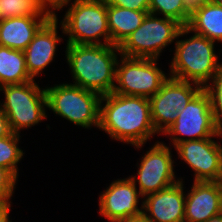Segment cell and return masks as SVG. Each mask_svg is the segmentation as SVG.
<instances>
[{
    "mask_svg": "<svg viewBox=\"0 0 222 222\" xmlns=\"http://www.w3.org/2000/svg\"><path fill=\"white\" fill-rule=\"evenodd\" d=\"M40 3V6L42 7V9L44 10V0H38Z\"/></svg>",
    "mask_w": 222,
    "mask_h": 222,
    "instance_id": "32",
    "label": "cell"
},
{
    "mask_svg": "<svg viewBox=\"0 0 222 222\" xmlns=\"http://www.w3.org/2000/svg\"><path fill=\"white\" fill-rule=\"evenodd\" d=\"M17 178L6 168L0 166V204H11L10 201Z\"/></svg>",
    "mask_w": 222,
    "mask_h": 222,
    "instance_id": "25",
    "label": "cell"
},
{
    "mask_svg": "<svg viewBox=\"0 0 222 222\" xmlns=\"http://www.w3.org/2000/svg\"><path fill=\"white\" fill-rule=\"evenodd\" d=\"M109 4L135 11L149 13L150 0H106Z\"/></svg>",
    "mask_w": 222,
    "mask_h": 222,
    "instance_id": "26",
    "label": "cell"
},
{
    "mask_svg": "<svg viewBox=\"0 0 222 222\" xmlns=\"http://www.w3.org/2000/svg\"><path fill=\"white\" fill-rule=\"evenodd\" d=\"M138 164V177L131 176V180L139 184V193L142 198L164 190L180 179L176 180L174 173V160L171 149L163 142L157 141L154 146L143 155Z\"/></svg>",
    "mask_w": 222,
    "mask_h": 222,
    "instance_id": "11",
    "label": "cell"
},
{
    "mask_svg": "<svg viewBox=\"0 0 222 222\" xmlns=\"http://www.w3.org/2000/svg\"><path fill=\"white\" fill-rule=\"evenodd\" d=\"M20 137V134L12 133L0 138V166L8 169L16 178H18L17 164L24 154L17 146Z\"/></svg>",
    "mask_w": 222,
    "mask_h": 222,
    "instance_id": "23",
    "label": "cell"
},
{
    "mask_svg": "<svg viewBox=\"0 0 222 222\" xmlns=\"http://www.w3.org/2000/svg\"><path fill=\"white\" fill-rule=\"evenodd\" d=\"M13 132L11 130L8 117L4 111L0 108V138L7 137Z\"/></svg>",
    "mask_w": 222,
    "mask_h": 222,
    "instance_id": "28",
    "label": "cell"
},
{
    "mask_svg": "<svg viewBox=\"0 0 222 222\" xmlns=\"http://www.w3.org/2000/svg\"><path fill=\"white\" fill-rule=\"evenodd\" d=\"M120 222H148V221H146V220L142 217V218H139V219L123 220V221H120Z\"/></svg>",
    "mask_w": 222,
    "mask_h": 222,
    "instance_id": "31",
    "label": "cell"
},
{
    "mask_svg": "<svg viewBox=\"0 0 222 222\" xmlns=\"http://www.w3.org/2000/svg\"><path fill=\"white\" fill-rule=\"evenodd\" d=\"M202 88L197 83L169 76L160 90L149 98L151 118L156 132L164 133L176 121L177 114L186 108Z\"/></svg>",
    "mask_w": 222,
    "mask_h": 222,
    "instance_id": "10",
    "label": "cell"
},
{
    "mask_svg": "<svg viewBox=\"0 0 222 222\" xmlns=\"http://www.w3.org/2000/svg\"><path fill=\"white\" fill-rule=\"evenodd\" d=\"M214 138L184 141L175 146L178 157L194 170V181H222V146Z\"/></svg>",
    "mask_w": 222,
    "mask_h": 222,
    "instance_id": "12",
    "label": "cell"
},
{
    "mask_svg": "<svg viewBox=\"0 0 222 222\" xmlns=\"http://www.w3.org/2000/svg\"><path fill=\"white\" fill-rule=\"evenodd\" d=\"M183 180L145 196L142 217L148 222H184L185 199Z\"/></svg>",
    "mask_w": 222,
    "mask_h": 222,
    "instance_id": "14",
    "label": "cell"
},
{
    "mask_svg": "<svg viewBox=\"0 0 222 222\" xmlns=\"http://www.w3.org/2000/svg\"><path fill=\"white\" fill-rule=\"evenodd\" d=\"M52 16H19L0 20V46L24 51Z\"/></svg>",
    "mask_w": 222,
    "mask_h": 222,
    "instance_id": "17",
    "label": "cell"
},
{
    "mask_svg": "<svg viewBox=\"0 0 222 222\" xmlns=\"http://www.w3.org/2000/svg\"><path fill=\"white\" fill-rule=\"evenodd\" d=\"M47 108L83 128L99 127L101 95L73 84L45 87Z\"/></svg>",
    "mask_w": 222,
    "mask_h": 222,
    "instance_id": "6",
    "label": "cell"
},
{
    "mask_svg": "<svg viewBox=\"0 0 222 222\" xmlns=\"http://www.w3.org/2000/svg\"><path fill=\"white\" fill-rule=\"evenodd\" d=\"M171 136L173 147L184 141L222 137V128L218 125L211 106V98L202 88L177 114L176 121L163 133ZM185 136V137H181Z\"/></svg>",
    "mask_w": 222,
    "mask_h": 222,
    "instance_id": "8",
    "label": "cell"
},
{
    "mask_svg": "<svg viewBox=\"0 0 222 222\" xmlns=\"http://www.w3.org/2000/svg\"><path fill=\"white\" fill-rule=\"evenodd\" d=\"M62 33L68 35L67 44L109 45L106 0H74L61 21ZM103 37L104 43L100 41Z\"/></svg>",
    "mask_w": 222,
    "mask_h": 222,
    "instance_id": "4",
    "label": "cell"
},
{
    "mask_svg": "<svg viewBox=\"0 0 222 222\" xmlns=\"http://www.w3.org/2000/svg\"><path fill=\"white\" fill-rule=\"evenodd\" d=\"M32 80L28 74L24 52L0 46V87Z\"/></svg>",
    "mask_w": 222,
    "mask_h": 222,
    "instance_id": "20",
    "label": "cell"
},
{
    "mask_svg": "<svg viewBox=\"0 0 222 222\" xmlns=\"http://www.w3.org/2000/svg\"><path fill=\"white\" fill-rule=\"evenodd\" d=\"M1 20L19 16H51L38 0H0Z\"/></svg>",
    "mask_w": 222,
    "mask_h": 222,
    "instance_id": "22",
    "label": "cell"
},
{
    "mask_svg": "<svg viewBox=\"0 0 222 222\" xmlns=\"http://www.w3.org/2000/svg\"><path fill=\"white\" fill-rule=\"evenodd\" d=\"M192 9L191 0H150L149 13L174 19L187 26Z\"/></svg>",
    "mask_w": 222,
    "mask_h": 222,
    "instance_id": "21",
    "label": "cell"
},
{
    "mask_svg": "<svg viewBox=\"0 0 222 222\" xmlns=\"http://www.w3.org/2000/svg\"><path fill=\"white\" fill-rule=\"evenodd\" d=\"M0 91L5 94L0 108L8 117L13 133L20 134L21 129L35 126L47 118L45 89L41 90L34 79L23 84L2 86Z\"/></svg>",
    "mask_w": 222,
    "mask_h": 222,
    "instance_id": "7",
    "label": "cell"
},
{
    "mask_svg": "<svg viewBox=\"0 0 222 222\" xmlns=\"http://www.w3.org/2000/svg\"><path fill=\"white\" fill-rule=\"evenodd\" d=\"M187 27L211 41L221 42L222 6L211 0L193 2Z\"/></svg>",
    "mask_w": 222,
    "mask_h": 222,
    "instance_id": "18",
    "label": "cell"
},
{
    "mask_svg": "<svg viewBox=\"0 0 222 222\" xmlns=\"http://www.w3.org/2000/svg\"><path fill=\"white\" fill-rule=\"evenodd\" d=\"M140 193L130 177L113 181L99 197V213L110 222L142 218Z\"/></svg>",
    "mask_w": 222,
    "mask_h": 222,
    "instance_id": "13",
    "label": "cell"
},
{
    "mask_svg": "<svg viewBox=\"0 0 222 222\" xmlns=\"http://www.w3.org/2000/svg\"><path fill=\"white\" fill-rule=\"evenodd\" d=\"M66 59L71 69L73 85L106 95L115 86L119 47L109 45H66ZM116 52V53H115Z\"/></svg>",
    "mask_w": 222,
    "mask_h": 222,
    "instance_id": "2",
    "label": "cell"
},
{
    "mask_svg": "<svg viewBox=\"0 0 222 222\" xmlns=\"http://www.w3.org/2000/svg\"><path fill=\"white\" fill-rule=\"evenodd\" d=\"M69 2H71V0H44V11L51 14L52 17H55L57 16L55 10H62L63 6L68 5Z\"/></svg>",
    "mask_w": 222,
    "mask_h": 222,
    "instance_id": "27",
    "label": "cell"
},
{
    "mask_svg": "<svg viewBox=\"0 0 222 222\" xmlns=\"http://www.w3.org/2000/svg\"><path fill=\"white\" fill-rule=\"evenodd\" d=\"M147 14V11L130 10L107 2L111 44L119 47L142 24Z\"/></svg>",
    "mask_w": 222,
    "mask_h": 222,
    "instance_id": "19",
    "label": "cell"
},
{
    "mask_svg": "<svg viewBox=\"0 0 222 222\" xmlns=\"http://www.w3.org/2000/svg\"><path fill=\"white\" fill-rule=\"evenodd\" d=\"M175 41L170 77L194 82L204 88L222 65L214 50L215 42L195 32L189 39Z\"/></svg>",
    "mask_w": 222,
    "mask_h": 222,
    "instance_id": "3",
    "label": "cell"
},
{
    "mask_svg": "<svg viewBox=\"0 0 222 222\" xmlns=\"http://www.w3.org/2000/svg\"><path fill=\"white\" fill-rule=\"evenodd\" d=\"M57 16L51 17L34 35L33 40L23 51L28 74L32 79L53 61L57 43L62 39L57 35Z\"/></svg>",
    "mask_w": 222,
    "mask_h": 222,
    "instance_id": "16",
    "label": "cell"
},
{
    "mask_svg": "<svg viewBox=\"0 0 222 222\" xmlns=\"http://www.w3.org/2000/svg\"><path fill=\"white\" fill-rule=\"evenodd\" d=\"M0 5H1V2H0ZM0 20H1V6H0Z\"/></svg>",
    "mask_w": 222,
    "mask_h": 222,
    "instance_id": "34",
    "label": "cell"
},
{
    "mask_svg": "<svg viewBox=\"0 0 222 222\" xmlns=\"http://www.w3.org/2000/svg\"><path fill=\"white\" fill-rule=\"evenodd\" d=\"M204 88L210 95L215 119L218 125L222 128V65L213 76L211 82H209Z\"/></svg>",
    "mask_w": 222,
    "mask_h": 222,
    "instance_id": "24",
    "label": "cell"
},
{
    "mask_svg": "<svg viewBox=\"0 0 222 222\" xmlns=\"http://www.w3.org/2000/svg\"><path fill=\"white\" fill-rule=\"evenodd\" d=\"M11 204H0V222H12L9 219Z\"/></svg>",
    "mask_w": 222,
    "mask_h": 222,
    "instance_id": "29",
    "label": "cell"
},
{
    "mask_svg": "<svg viewBox=\"0 0 222 222\" xmlns=\"http://www.w3.org/2000/svg\"><path fill=\"white\" fill-rule=\"evenodd\" d=\"M211 1H213V2H215V3H217V4L222 6V0H211Z\"/></svg>",
    "mask_w": 222,
    "mask_h": 222,
    "instance_id": "33",
    "label": "cell"
},
{
    "mask_svg": "<svg viewBox=\"0 0 222 222\" xmlns=\"http://www.w3.org/2000/svg\"><path fill=\"white\" fill-rule=\"evenodd\" d=\"M192 31L178 21L148 13L142 24L119 46L122 56L158 59L162 50Z\"/></svg>",
    "mask_w": 222,
    "mask_h": 222,
    "instance_id": "5",
    "label": "cell"
},
{
    "mask_svg": "<svg viewBox=\"0 0 222 222\" xmlns=\"http://www.w3.org/2000/svg\"><path fill=\"white\" fill-rule=\"evenodd\" d=\"M206 222H222V212L215 215V216H212L208 221Z\"/></svg>",
    "mask_w": 222,
    "mask_h": 222,
    "instance_id": "30",
    "label": "cell"
},
{
    "mask_svg": "<svg viewBox=\"0 0 222 222\" xmlns=\"http://www.w3.org/2000/svg\"><path fill=\"white\" fill-rule=\"evenodd\" d=\"M120 56L113 93L147 98L154 96L168 77L156 66L158 59Z\"/></svg>",
    "mask_w": 222,
    "mask_h": 222,
    "instance_id": "9",
    "label": "cell"
},
{
    "mask_svg": "<svg viewBox=\"0 0 222 222\" xmlns=\"http://www.w3.org/2000/svg\"><path fill=\"white\" fill-rule=\"evenodd\" d=\"M185 199L184 222H206L222 212V181H193Z\"/></svg>",
    "mask_w": 222,
    "mask_h": 222,
    "instance_id": "15",
    "label": "cell"
},
{
    "mask_svg": "<svg viewBox=\"0 0 222 222\" xmlns=\"http://www.w3.org/2000/svg\"><path fill=\"white\" fill-rule=\"evenodd\" d=\"M104 101L105 104H102ZM98 128L112 139L132 144L137 149L157 134L149 98L113 92L101 96Z\"/></svg>",
    "mask_w": 222,
    "mask_h": 222,
    "instance_id": "1",
    "label": "cell"
}]
</instances>
